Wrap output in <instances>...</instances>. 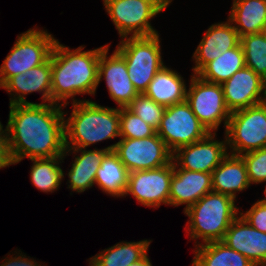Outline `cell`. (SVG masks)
I'll list each match as a JSON object with an SVG mask.
<instances>
[{
	"instance_id": "3957f363",
	"label": "cell",
	"mask_w": 266,
	"mask_h": 266,
	"mask_svg": "<svg viewBox=\"0 0 266 266\" xmlns=\"http://www.w3.org/2000/svg\"><path fill=\"white\" fill-rule=\"evenodd\" d=\"M72 104L71 116L64 119L66 149H85L99 141L120 137V108L103 107L89 100Z\"/></svg>"
},
{
	"instance_id": "9c48e42d",
	"label": "cell",
	"mask_w": 266,
	"mask_h": 266,
	"mask_svg": "<svg viewBox=\"0 0 266 266\" xmlns=\"http://www.w3.org/2000/svg\"><path fill=\"white\" fill-rule=\"evenodd\" d=\"M210 132L184 101L166 107L157 134L173 154L179 148L205 138Z\"/></svg>"
},
{
	"instance_id": "f35d334b",
	"label": "cell",
	"mask_w": 266,
	"mask_h": 266,
	"mask_svg": "<svg viewBox=\"0 0 266 266\" xmlns=\"http://www.w3.org/2000/svg\"><path fill=\"white\" fill-rule=\"evenodd\" d=\"M266 40V26L262 29V32H261Z\"/></svg>"
},
{
	"instance_id": "d590c367",
	"label": "cell",
	"mask_w": 266,
	"mask_h": 266,
	"mask_svg": "<svg viewBox=\"0 0 266 266\" xmlns=\"http://www.w3.org/2000/svg\"><path fill=\"white\" fill-rule=\"evenodd\" d=\"M157 6L161 11H164L165 8L172 2V0H148Z\"/></svg>"
},
{
	"instance_id": "1f68e13d",
	"label": "cell",
	"mask_w": 266,
	"mask_h": 266,
	"mask_svg": "<svg viewBox=\"0 0 266 266\" xmlns=\"http://www.w3.org/2000/svg\"><path fill=\"white\" fill-rule=\"evenodd\" d=\"M245 162L251 184L266 181V147L240 155Z\"/></svg>"
},
{
	"instance_id": "d6a6232c",
	"label": "cell",
	"mask_w": 266,
	"mask_h": 266,
	"mask_svg": "<svg viewBox=\"0 0 266 266\" xmlns=\"http://www.w3.org/2000/svg\"><path fill=\"white\" fill-rule=\"evenodd\" d=\"M252 227L266 233V198H263L252 205L246 211L239 213Z\"/></svg>"
},
{
	"instance_id": "52a82bcc",
	"label": "cell",
	"mask_w": 266,
	"mask_h": 266,
	"mask_svg": "<svg viewBox=\"0 0 266 266\" xmlns=\"http://www.w3.org/2000/svg\"><path fill=\"white\" fill-rule=\"evenodd\" d=\"M225 136L233 155L266 147V104L231 112Z\"/></svg>"
},
{
	"instance_id": "44dd1931",
	"label": "cell",
	"mask_w": 266,
	"mask_h": 266,
	"mask_svg": "<svg viewBox=\"0 0 266 266\" xmlns=\"http://www.w3.org/2000/svg\"><path fill=\"white\" fill-rule=\"evenodd\" d=\"M212 191L236 200V192L245 190L251 183L241 156L228 154L212 171Z\"/></svg>"
},
{
	"instance_id": "8992f818",
	"label": "cell",
	"mask_w": 266,
	"mask_h": 266,
	"mask_svg": "<svg viewBox=\"0 0 266 266\" xmlns=\"http://www.w3.org/2000/svg\"><path fill=\"white\" fill-rule=\"evenodd\" d=\"M56 40L47 31L36 28L18 35L0 66V87L9 78L45 63L51 56Z\"/></svg>"
},
{
	"instance_id": "7a4b0ae2",
	"label": "cell",
	"mask_w": 266,
	"mask_h": 266,
	"mask_svg": "<svg viewBox=\"0 0 266 266\" xmlns=\"http://www.w3.org/2000/svg\"><path fill=\"white\" fill-rule=\"evenodd\" d=\"M101 46L94 50L82 51L79 46L72 50L56 40L51 53V98L52 104L59 102L63 107L69 103L67 99L77 94L94 95L98 87V68Z\"/></svg>"
},
{
	"instance_id": "9a60e30c",
	"label": "cell",
	"mask_w": 266,
	"mask_h": 266,
	"mask_svg": "<svg viewBox=\"0 0 266 266\" xmlns=\"http://www.w3.org/2000/svg\"><path fill=\"white\" fill-rule=\"evenodd\" d=\"M221 86L230 112L263 103L264 79L251 68L238 70Z\"/></svg>"
},
{
	"instance_id": "4dcf8cb0",
	"label": "cell",
	"mask_w": 266,
	"mask_h": 266,
	"mask_svg": "<svg viewBox=\"0 0 266 266\" xmlns=\"http://www.w3.org/2000/svg\"><path fill=\"white\" fill-rule=\"evenodd\" d=\"M127 108L156 130L159 128L166 110V107L156 103L144 94L136 96Z\"/></svg>"
},
{
	"instance_id": "6da1fadb",
	"label": "cell",
	"mask_w": 266,
	"mask_h": 266,
	"mask_svg": "<svg viewBox=\"0 0 266 266\" xmlns=\"http://www.w3.org/2000/svg\"><path fill=\"white\" fill-rule=\"evenodd\" d=\"M5 132L14 164L31 159L63 156L66 114L62 105L24 103L9 105Z\"/></svg>"
},
{
	"instance_id": "30bf717a",
	"label": "cell",
	"mask_w": 266,
	"mask_h": 266,
	"mask_svg": "<svg viewBox=\"0 0 266 266\" xmlns=\"http://www.w3.org/2000/svg\"><path fill=\"white\" fill-rule=\"evenodd\" d=\"M113 152L128 172L157 169L169 164L173 154L156 133L148 138H122L114 144Z\"/></svg>"
},
{
	"instance_id": "5bb4252c",
	"label": "cell",
	"mask_w": 266,
	"mask_h": 266,
	"mask_svg": "<svg viewBox=\"0 0 266 266\" xmlns=\"http://www.w3.org/2000/svg\"><path fill=\"white\" fill-rule=\"evenodd\" d=\"M108 50L107 44L100 53L98 85L104 76L110 97L118 108L127 107L139 93L129 78L125 59L116 50L108 57Z\"/></svg>"
},
{
	"instance_id": "e575fe53",
	"label": "cell",
	"mask_w": 266,
	"mask_h": 266,
	"mask_svg": "<svg viewBox=\"0 0 266 266\" xmlns=\"http://www.w3.org/2000/svg\"><path fill=\"white\" fill-rule=\"evenodd\" d=\"M17 256H11L9 257L10 259H8V257L7 259L5 258V262L3 261L0 266H42L34 259L27 258L22 252H19Z\"/></svg>"
},
{
	"instance_id": "7c38bea8",
	"label": "cell",
	"mask_w": 266,
	"mask_h": 266,
	"mask_svg": "<svg viewBox=\"0 0 266 266\" xmlns=\"http://www.w3.org/2000/svg\"><path fill=\"white\" fill-rule=\"evenodd\" d=\"M174 161L150 170L129 172L125 196L128 194L144 206L158 208L161 203L169 205Z\"/></svg>"
},
{
	"instance_id": "ba28073f",
	"label": "cell",
	"mask_w": 266,
	"mask_h": 266,
	"mask_svg": "<svg viewBox=\"0 0 266 266\" xmlns=\"http://www.w3.org/2000/svg\"><path fill=\"white\" fill-rule=\"evenodd\" d=\"M186 102L195 116L212 133L224 121L226 129L231 112L226 106L221 84L203 80L197 74L191 76Z\"/></svg>"
},
{
	"instance_id": "5b68a950",
	"label": "cell",
	"mask_w": 266,
	"mask_h": 266,
	"mask_svg": "<svg viewBox=\"0 0 266 266\" xmlns=\"http://www.w3.org/2000/svg\"><path fill=\"white\" fill-rule=\"evenodd\" d=\"M115 50L125 59L135 89L144 94L155 74L164 66L159 34L125 37Z\"/></svg>"
},
{
	"instance_id": "836d02e7",
	"label": "cell",
	"mask_w": 266,
	"mask_h": 266,
	"mask_svg": "<svg viewBox=\"0 0 266 266\" xmlns=\"http://www.w3.org/2000/svg\"><path fill=\"white\" fill-rule=\"evenodd\" d=\"M14 165V161L10 152V145L7 139V134L4 131L0 135V169Z\"/></svg>"
},
{
	"instance_id": "ac0fdd59",
	"label": "cell",
	"mask_w": 266,
	"mask_h": 266,
	"mask_svg": "<svg viewBox=\"0 0 266 266\" xmlns=\"http://www.w3.org/2000/svg\"><path fill=\"white\" fill-rule=\"evenodd\" d=\"M209 192H212L211 173L184 170L174 162L169 205L186 204L185 211Z\"/></svg>"
},
{
	"instance_id": "f1b7e54d",
	"label": "cell",
	"mask_w": 266,
	"mask_h": 266,
	"mask_svg": "<svg viewBox=\"0 0 266 266\" xmlns=\"http://www.w3.org/2000/svg\"><path fill=\"white\" fill-rule=\"evenodd\" d=\"M245 57V66L266 79V40L263 34L254 33L240 37Z\"/></svg>"
},
{
	"instance_id": "f546056e",
	"label": "cell",
	"mask_w": 266,
	"mask_h": 266,
	"mask_svg": "<svg viewBox=\"0 0 266 266\" xmlns=\"http://www.w3.org/2000/svg\"><path fill=\"white\" fill-rule=\"evenodd\" d=\"M157 130L144 122L127 107L120 108V137L143 139L155 135Z\"/></svg>"
},
{
	"instance_id": "7402d4cb",
	"label": "cell",
	"mask_w": 266,
	"mask_h": 266,
	"mask_svg": "<svg viewBox=\"0 0 266 266\" xmlns=\"http://www.w3.org/2000/svg\"><path fill=\"white\" fill-rule=\"evenodd\" d=\"M186 84L175 70L164 65L148 85L144 95L164 107L186 101Z\"/></svg>"
},
{
	"instance_id": "277c9868",
	"label": "cell",
	"mask_w": 266,
	"mask_h": 266,
	"mask_svg": "<svg viewBox=\"0 0 266 266\" xmlns=\"http://www.w3.org/2000/svg\"><path fill=\"white\" fill-rule=\"evenodd\" d=\"M238 207L230 196L209 192L184 211L190 239H202L204 244L222 241L231 223L238 217Z\"/></svg>"
},
{
	"instance_id": "8fae6325",
	"label": "cell",
	"mask_w": 266,
	"mask_h": 266,
	"mask_svg": "<svg viewBox=\"0 0 266 266\" xmlns=\"http://www.w3.org/2000/svg\"><path fill=\"white\" fill-rule=\"evenodd\" d=\"M105 9L121 38L158 34L149 22L162 12L148 0H103Z\"/></svg>"
},
{
	"instance_id": "74e56055",
	"label": "cell",
	"mask_w": 266,
	"mask_h": 266,
	"mask_svg": "<svg viewBox=\"0 0 266 266\" xmlns=\"http://www.w3.org/2000/svg\"><path fill=\"white\" fill-rule=\"evenodd\" d=\"M263 103L266 104V79H264V96H263Z\"/></svg>"
},
{
	"instance_id": "603a6c76",
	"label": "cell",
	"mask_w": 266,
	"mask_h": 266,
	"mask_svg": "<svg viewBox=\"0 0 266 266\" xmlns=\"http://www.w3.org/2000/svg\"><path fill=\"white\" fill-rule=\"evenodd\" d=\"M228 20L236 24L233 27L239 37L262 32L266 26V0H233Z\"/></svg>"
},
{
	"instance_id": "4316f807",
	"label": "cell",
	"mask_w": 266,
	"mask_h": 266,
	"mask_svg": "<svg viewBox=\"0 0 266 266\" xmlns=\"http://www.w3.org/2000/svg\"><path fill=\"white\" fill-rule=\"evenodd\" d=\"M244 67V51L239 43L209 62L197 75L205 81L222 84Z\"/></svg>"
},
{
	"instance_id": "ab89813d",
	"label": "cell",
	"mask_w": 266,
	"mask_h": 266,
	"mask_svg": "<svg viewBox=\"0 0 266 266\" xmlns=\"http://www.w3.org/2000/svg\"><path fill=\"white\" fill-rule=\"evenodd\" d=\"M5 131V129H3V125L0 122V135Z\"/></svg>"
},
{
	"instance_id": "2e32d148",
	"label": "cell",
	"mask_w": 266,
	"mask_h": 266,
	"mask_svg": "<svg viewBox=\"0 0 266 266\" xmlns=\"http://www.w3.org/2000/svg\"><path fill=\"white\" fill-rule=\"evenodd\" d=\"M222 242L255 266H266V233L252 227L241 215L231 223Z\"/></svg>"
},
{
	"instance_id": "4fadbf2b",
	"label": "cell",
	"mask_w": 266,
	"mask_h": 266,
	"mask_svg": "<svg viewBox=\"0 0 266 266\" xmlns=\"http://www.w3.org/2000/svg\"><path fill=\"white\" fill-rule=\"evenodd\" d=\"M216 133H209L205 138L179 148L173 153L172 160L184 170L212 173L229 154L227 140H214Z\"/></svg>"
},
{
	"instance_id": "8d00e7d4",
	"label": "cell",
	"mask_w": 266,
	"mask_h": 266,
	"mask_svg": "<svg viewBox=\"0 0 266 266\" xmlns=\"http://www.w3.org/2000/svg\"><path fill=\"white\" fill-rule=\"evenodd\" d=\"M129 266H152V264H151L147 254H146L142 259H140L139 261H137L135 263H132Z\"/></svg>"
},
{
	"instance_id": "484cf974",
	"label": "cell",
	"mask_w": 266,
	"mask_h": 266,
	"mask_svg": "<svg viewBox=\"0 0 266 266\" xmlns=\"http://www.w3.org/2000/svg\"><path fill=\"white\" fill-rule=\"evenodd\" d=\"M151 240L120 242L89 259V266H129L148 254Z\"/></svg>"
},
{
	"instance_id": "83f0119b",
	"label": "cell",
	"mask_w": 266,
	"mask_h": 266,
	"mask_svg": "<svg viewBox=\"0 0 266 266\" xmlns=\"http://www.w3.org/2000/svg\"><path fill=\"white\" fill-rule=\"evenodd\" d=\"M64 156L52 158L31 159L30 179L33 185L43 192H54L61 184L64 173L59 163L63 162Z\"/></svg>"
},
{
	"instance_id": "cb8c5ba5",
	"label": "cell",
	"mask_w": 266,
	"mask_h": 266,
	"mask_svg": "<svg viewBox=\"0 0 266 266\" xmlns=\"http://www.w3.org/2000/svg\"><path fill=\"white\" fill-rule=\"evenodd\" d=\"M192 266H255L244 255L222 241L195 245Z\"/></svg>"
},
{
	"instance_id": "d4e9b609",
	"label": "cell",
	"mask_w": 266,
	"mask_h": 266,
	"mask_svg": "<svg viewBox=\"0 0 266 266\" xmlns=\"http://www.w3.org/2000/svg\"><path fill=\"white\" fill-rule=\"evenodd\" d=\"M128 170L113 152H107L102 158L97 170L95 184L110 196H124L127 182Z\"/></svg>"
},
{
	"instance_id": "e0dca14e",
	"label": "cell",
	"mask_w": 266,
	"mask_h": 266,
	"mask_svg": "<svg viewBox=\"0 0 266 266\" xmlns=\"http://www.w3.org/2000/svg\"><path fill=\"white\" fill-rule=\"evenodd\" d=\"M0 88L7 89L6 91L14 96L10 98V105L33 103L24 97L32 92H42L43 103H52L51 56L45 63L9 78Z\"/></svg>"
},
{
	"instance_id": "d6986e66",
	"label": "cell",
	"mask_w": 266,
	"mask_h": 266,
	"mask_svg": "<svg viewBox=\"0 0 266 266\" xmlns=\"http://www.w3.org/2000/svg\"><path fill=\"white\" fill-rule=\"evenodd\" d=\"M239 43L238 32L229 20L225 23L212 24L192 56L195 60V66L192 68L193 74H198L209 62Z\"/></svg>"
},
{
	"instance_id": "ffe728a7",
	"label": "cell",
	"mask_w": 266,
	"mask_h": 266,
	"mask_svg": "<svg viewBox=\"0 0 266 266\" xmlns=\"http://www.w3.org/2000/svg\"><path fill=\"white\" fill-rule=\"evenodd\" d=\"M115 149V145H110L103 149L84 150L80 149H66L63 156H67L68 152L73 150L74 154L80 152V156L75 157L74 163L68 173V188L73 192H84L95 184V177L102 158L107 152Z\"/></svg>"
}]
</instances>
